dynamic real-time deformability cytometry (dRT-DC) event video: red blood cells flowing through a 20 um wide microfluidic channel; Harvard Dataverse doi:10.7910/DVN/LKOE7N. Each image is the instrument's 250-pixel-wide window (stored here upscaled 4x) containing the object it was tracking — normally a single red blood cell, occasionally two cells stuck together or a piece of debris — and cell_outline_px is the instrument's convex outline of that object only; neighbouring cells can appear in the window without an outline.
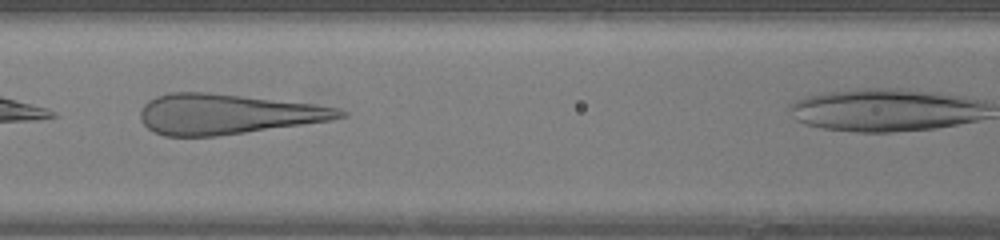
{"species": "human", "species_latin": "Homo sapiens", "temperature_condition": "warm", "stored_images_in_passage": 9, "camera_frame_rate_fps": 3000, "um_per_image_px": 0.085, "donor": {"sex": "female"}, "frame": {"image": 1, "passage_image": 6, "time_ms": 1.667, "image_size_px": [1000, 240], "cell_outline_px": [[348, 116], [332, 120], [216, 136], [164, 136], [148, 128], [140, 120], [140, 112], [144, 104], [148, 100], [156, 96], [172, 92], [208, 92], [312, 104], [336, 108], [348, 112]], "centroid_in_image_um": [19.29, 9.69], "position_along_channel_um": 147.3, "area_um2": 46.36}}